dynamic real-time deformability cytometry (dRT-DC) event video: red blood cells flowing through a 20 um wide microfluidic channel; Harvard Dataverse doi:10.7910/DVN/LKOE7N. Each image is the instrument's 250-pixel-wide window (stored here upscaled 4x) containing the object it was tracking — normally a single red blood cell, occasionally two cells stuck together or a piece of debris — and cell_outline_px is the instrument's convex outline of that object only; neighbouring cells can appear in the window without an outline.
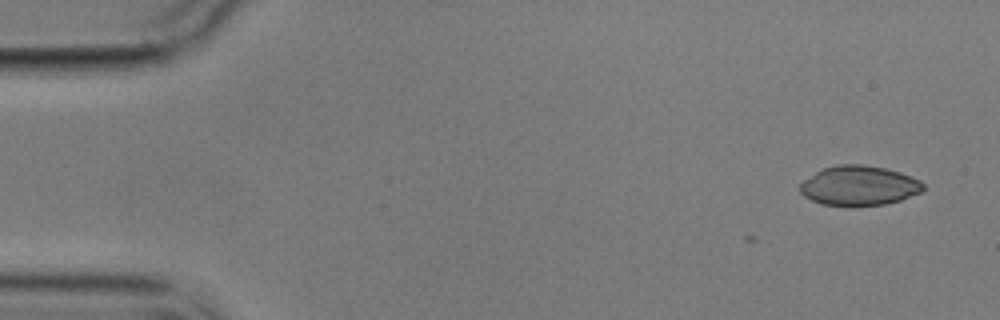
{"species": "common noctule bat (a hibernating species)", "species_latin": "Nyctalus noctula", "temperature_condition": "cold", "stored_images_in_passage": 5, "camera_frame_rate_fps": 3000, "um_per_image_px": 0.085, "animal": {"sex": "male", "body_mass_g": 17.9}, "frame": {"image": 1, "passage_image": 2, "time_ms": 1.333, "image_size_px": [1000, 320], "cell_outline_px": [[924, 188], [920, 192], [900, 200], [884, 204], [852, 208], [848, 208], [820, 204], [804, 196], [800, 192], [800, 184], [804, 180], [816, 172], [824, 168], [836, 164], [864, 164], [884, 168], [900, 172], [920, 180], [924, 184]], "centroid_in_image_um": [73.0, 15.81], "position_along_channel_um": 12.0, "area_um2": 28.96}}